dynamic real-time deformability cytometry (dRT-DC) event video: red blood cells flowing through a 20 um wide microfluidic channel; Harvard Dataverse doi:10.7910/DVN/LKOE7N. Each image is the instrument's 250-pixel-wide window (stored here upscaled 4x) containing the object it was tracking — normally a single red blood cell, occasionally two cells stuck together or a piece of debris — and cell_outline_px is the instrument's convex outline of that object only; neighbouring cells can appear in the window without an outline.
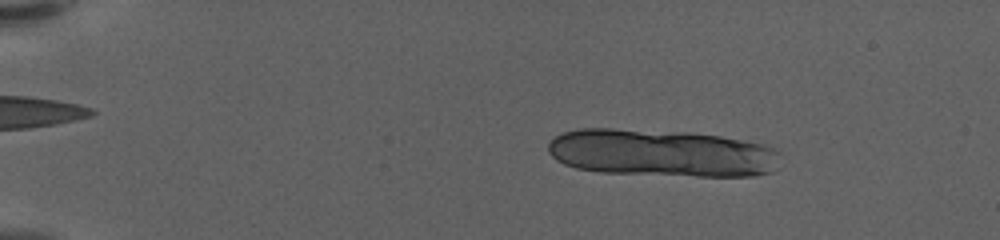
{"species": "human", "species_latin": "Homo sapiens", "temperature_condition": "warm", "stored_images_in_passage": 18, "camera_frame_rate_fps": 3000, "um_per_image_px": 0.085, "donor": {"sex": "female"}, "frame": {"image": 1, "passage_image": 8, "time_ms": 2.333, "image_size_px": [1000, 240], "cell_outline_px": [[780, 152], [776, 168], [772, 172], [752, 176], [700, 176], [600, 172], [576, 168], [564, 164], [556, 160], [548, 152], [548, 144], [560, 132], [580, 128], [612, 128], [688, 132], [720, 136], [764, 144]], "centroid_in_image_um": [56.22, 13.0], "position_along_channel_um": 28.8, "area_um2": 64.45}}